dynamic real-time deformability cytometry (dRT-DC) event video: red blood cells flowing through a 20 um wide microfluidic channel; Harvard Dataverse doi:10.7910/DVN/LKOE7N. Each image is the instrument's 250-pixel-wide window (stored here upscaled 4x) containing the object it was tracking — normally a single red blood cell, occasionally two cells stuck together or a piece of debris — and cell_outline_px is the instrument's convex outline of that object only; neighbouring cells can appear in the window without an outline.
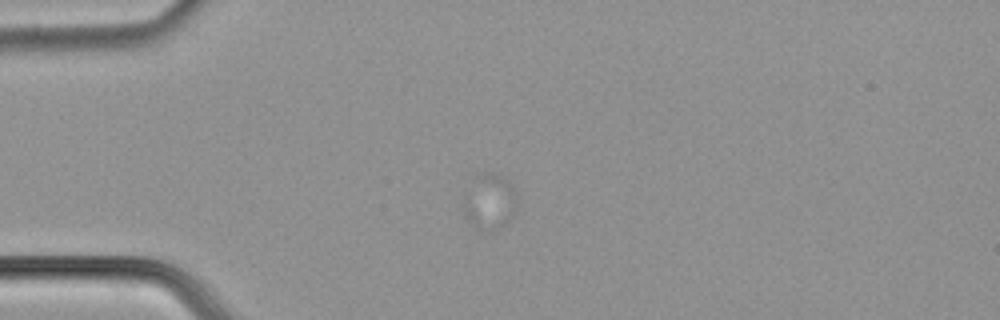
{"species": "common noctule bat (a hibernating species)", "species_latin": "Nyctalus noctula", "temperature_condition": "cold", "stored_images_in_passage": 5, "camera_frame_rate_fps": 3000, "um_per_image_px": 0.085, "animal": {"sex": "male", "body_mass_g": 21.5, "forearm_length_mm": 52.0}, "frame": {"image": 1, "passage_image": 1, "time_ms": 0.0, "image_size_px": [1000, 320], "cell_outline_px": [[516, 208], [512, 216], [504, 224], [496, 228], [480, 228], [468, 220], [464, 216], [460, 204], [464, 192], [476, 176], [500, 176], [508, 180], [512, 184], [516, 192]], "centroid_in_image_um": [41.57, 17.14], "position_along_channel_um": 43.4, "area_um2": 16.88}}
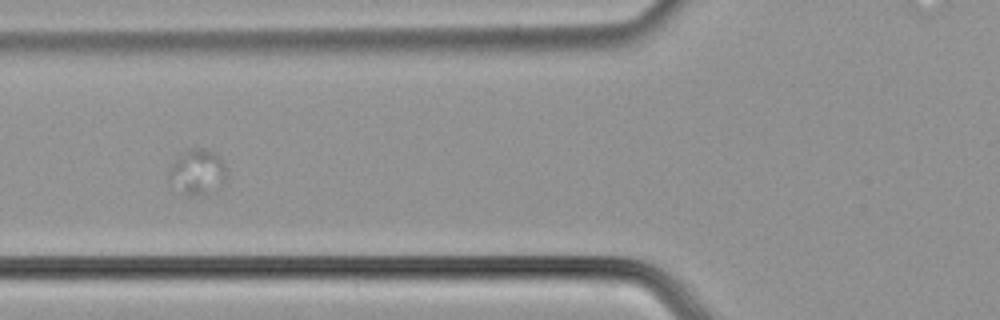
{"frame": {"image": 2, "passage_image": 3, "time_ms": 0.667, "image_size_px": [1000, 320], "cell_outline_px": [[228, 176], [208, 196], [188, 196], [168, 184], [168, 176], [172, 164], [188, 148], [200, 148], [212, 152], [220, 156], [224, 164]], "centroid_in_image_um": [16.77, 14.67], "position_along_channel_um": 109.0, "area_um2": 15.43}}